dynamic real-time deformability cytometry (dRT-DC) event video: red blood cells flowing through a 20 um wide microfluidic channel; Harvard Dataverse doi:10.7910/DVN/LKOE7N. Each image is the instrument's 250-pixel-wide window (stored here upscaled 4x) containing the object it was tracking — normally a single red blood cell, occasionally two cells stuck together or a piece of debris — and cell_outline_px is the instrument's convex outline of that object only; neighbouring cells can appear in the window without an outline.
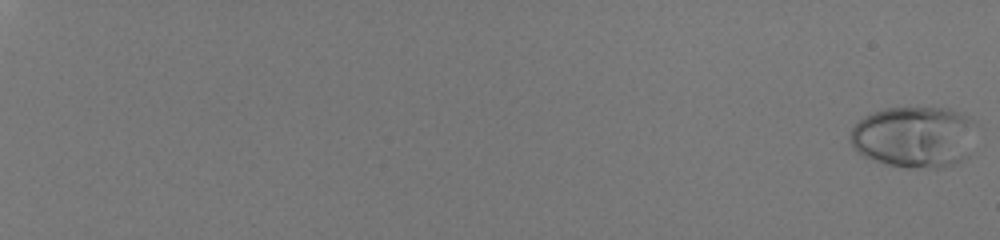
{"species": "human", "species_latin": "Homo sapiens", "temperature_condition": "room temperature", "stored_images_in_passage": 57, "camera_frame_rate_fps": 3000, "um_per_image_px": 0.085, "donor": {"sex": "male"}, "frame": {"image": 1, "passage_image": 1, "time_ms": 0.0, "image_size_px": [1000, 240], "cell_outline_px": [[980, 124], [968, 156], [952, 164], [940, 168], [908, 168], [884, 164], [872, 160], [856, 152], [852, 148], [848, 140], [852, 128], [864, 116], [872, 112], [884, 108], [948, 108], [976, 120]], "centroid_in_image_um": [77.74, 11.64], "position_along_channel_um": 7.3, "area_um2": 46.12}}
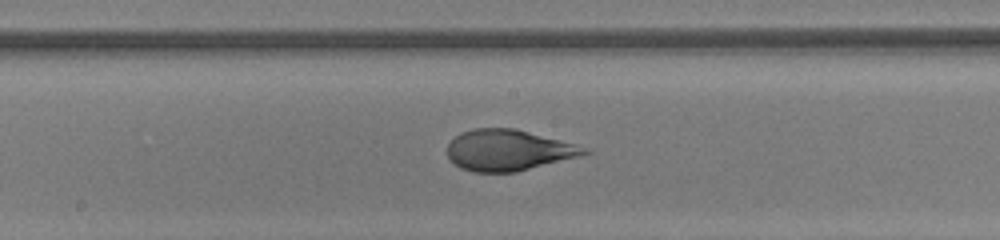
{"frame": {"image": 2, "passage_image": 37, "time_ms": 12.0, "image_size_px": [1000, 240], "cell_outline_px": [[592, 152], [580, 156], [516, 172], [472, 172], [460, 168], [448, 156], [448, 144], [456, 136], [472, 128], [516, 128], [588, 148]], "centroid_in_image_um": [43.21, 12.77], "position_along_channel_um": 205.0, "area_um2": 32.48}}
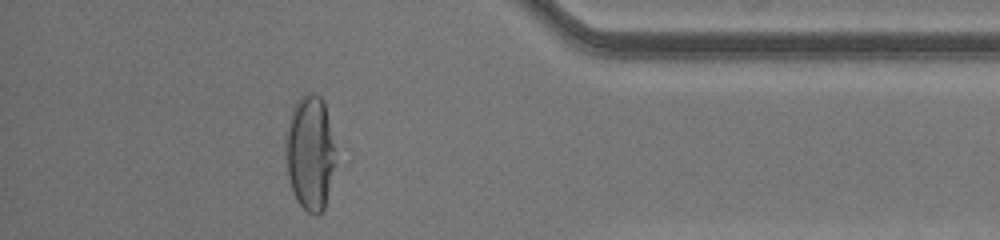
{"frame": {"image": 3, "passage_image": 53, "time_ms": 17.333, "image_size_px": [1000, 240], "cell_outline_px": [[336, 164], [324, 208], [316, 216], [308, 212], [296, 200], [288, 176], [284, 148], [284, 136], [292, 108], [296, 100], [304, 92], [312, 92], [320, 96], [324, 100], [328, 120]], "centroid_in_image_um": [26.32, 12.95], "position_along_channel_um": 408.9, "area_um2": 33.58}}